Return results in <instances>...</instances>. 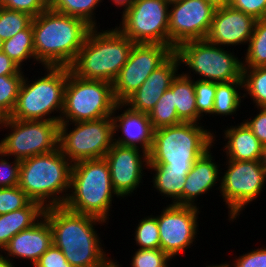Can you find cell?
<instances>
[{
  "label": "cell",
  "instance_id": "1",
  "mask_svg": "<svg viewBox=\"0 0 266 267\" xmlns=\"http://www.w3.org/2000/svg\"><path fill=\"white\" fill-rule=\"evenodd\" d=\"M44 216L52 230L53 245L73 267H108L96 224L106 223L95 216L74 212L64 205L45 208Z\"/></svg>",
  "mask_w": 266,
  "mask_h": 267
},
{
  "label": "cell",
  "instance_id": "2",
  "mask_svg": "<svg viewBox=\"0 0 266 267\" xmlns=\"http://www.w3.org/2000/svg\"><path fill=\"white\" fill-rule=\"evenodd\" d=\"M31 23L35 58L43 67H69L92 28L81 18L49 8Z\"/></svg>",
  "mask_w": 266,
  "mask_h": 267
},
{
  "label": "cell",
  "instance_id": "3",
  "mask_svg": "<svg viewBox=\"0 0 266 267\" xmlns=\"http://www.w3.org/2000/svg\"><path fill=\"white\" fill-rule=\"evenodd\" d=\"M100 31L98 27L89 30L69 69L81 79L113 83L128 61L135 43L117 27Z\"/></svg>",
  "mask_w": 266,
  "mask_h": 267
},
{
  "label": "cell",
  "instance_id": "4",
  "mask_svg": "<svg viewBox=\"0 0 266 267\" xmlns=\"http://www.w3.org/2000/svg\"><path fill=\"white\" fill-rule=\"evenodd\" d=\"M72 165L59 147L26 158L21 160L18 186L44 208L64 205L70 191Z\"/></svg>",
  "mask_w": 266,
  "mask_h": 267
},
{
  "label": "cell",
  "instance_id": "5",
  "mask_svg": "<svg viewBox=\"0 0 266 267\" xmlns=\"http://www.w3.org/2000/svg\"><path fill=\"white\" fill-rule=\"evenodd\" d=\"M215 134L198 123H181L153 131L148 165H166L171 171H190L195 161L215 144Z\"/></svg>",
  "mask_w": 266,
  "mask_h": 267
},
{
  "label": "cell",
  "instance_id": "6",
  "mask_svg": "<svg viewBox=\"0 0 266 267\" xmlns=\"http://www.w3.org/2000/svg\"><path fill=\"white\" fill-rule=\"evenodd\" d=\"M64 206L74 212L95 216L107 222L116 195L110 168L105 160L91 159L73 163L70 191Z\"/></svg>",
  "mask_w": 266,
  "mask_h": 267
},
{
  "label": "cell",
  "instance_id": "7",
  "mask_svg": "<svg viewBox=\"0 0 266 267\" xmlns=\"http://www.w3.org/2000/svg\"><path fill=\"white\" fill-rule=\"evenodd\" d=\"M46 75L28 81L24 75L17 102L10 118L60 123L64 107V91L68 79V67H44ZM26 77V78H25ZM30 83V84H29ZM59 115L51 116L52 112Z\"/></svg>",
  "mask_w": 266,
  "mask_h": 267
},
{
  "label": "cell",
  "instance_id": "8",
  "mask_svg": "<svg viewBox=\"0 0 266 267\" xmlns=\"http://www.w3.org/2000/svg\"><path fill=\"white\" fill-rule=\"evenodd\" d=\"M224 49L201 39L182 43L174 53L178 56L180 64L190 68V72L182 73L186 77H189L192 71L198 74V80L218 83L243 81L242 60L234 55V51Z\"/></svg>",
  "mask_w": 266,
  "mask_h": 267
},
{
  "label": "cell",
  "instance_id": "9",
  "mask_svg": "<svg viewBox=\"0 0 266 267\" xmlns=\"http://www.w3.org/2000/svg\"><path fill=\"white\" fill-rule=\"evenodd\" d=\"M117 102L112 83L76 77L68 67L60 123L97 120L112 116Z\"/></svg>",
  "mask_w": 266,
  "mask_h": 267
},
{
  "label": "cell",
  "instance_id": "10",
  "mask_svg": "<svg viewBox=\"0 0 266 267\" xmlns=\"http://www.w3.org/2000/svg\"><path fill=\"white\" fill-rule=\"evenodd\" d=\"M75 127L70 128L69 125ZM114 144L112 116L75 123H59L58 147L73 164L102 159Z\"/></svg>",
  "mask_w": 266,
  "mask_h": 267
},
{
  "label": "cell",
  "instance_id": "11",
  "mask_svg": "<svg viewBox=\"0 0 266 267\" xmlns=\"http://www.w3.org/2000/svg\"><path fill=\"white\" fill-rule=\"evenodd\" d=\"M9 127V128H8ZM9 129L0 141V151L7 157L24 160L58 148L59 122L4 119L2 129Z\"/></svg>",
  "mask_w": 266,
  "mask_h": 267
},
{
  "label": "cell",
  "instance_id": "12",
  "mask_svg": "<svg viewBox=\"0 0 266 267\" xmlns=\"http://www.w3.org/2000/svg\"><path fill=\"white\" fill-rule=\"evenodd\" d=\"M227 170L220 178L219 196L228 209L229 221L236 220L242 210L256 200L265 186L266 172L260 160H226ZM241 212V213H240Z\"/></svg>",
  "mask_w": 266,
  "mask_h": 267
},
{
  "label": "cell",
  "instance_id": "13",
  "mask_svg": "<svg viewBox=\"0 0 266 267\" xmlns=\"http://www.w3.org/2000/svg\"><path fill=\"white\" fill-rule=\"evenodd\" d=\"M169 6L165 0H136L117 28L134 43L169 46Z\"/></svg>",
  "mask_w": 266,
  "mask_h": 267
},
{
  "label": "cell",
  "instance_id": "14",
  "mask_svg": "<svg viewBox=\"0 0 266 267\" xmlns=\"http://www.w3.org/2000/svg\"><path fill=\"white\" fill-rule=\"evenodd\" d=\"M174 51L163 44L135 43L128 61L112 83L114 98L123 103Z\"/></svg>",
  "mask_w": 266,
  "mask_h": 267
},
{
  "label": "cell",
  "instance_id": "15",
  "mask_svg": "<svg viewBox=\"0 0 266 267\" xmlns=\"http://www.w3.org/2000/svg\"><path fill=\"white\" fill-rule=\"evenodd\" d=\"M199 206L169 204L164 207L157 222L160 236V249L171 259L182 251L191 248L198 232Z\"/></svg>",
  "mask_w": 266,
  "mask_h": 267
},
{
  "label": "cell",
  "instance_id": "16",
  "mask_svg": "<svg viewBox=\"0 0 266 267\" xmlns=\"http://www.w3.org/2000/svg\"><path fill=\"white\" fill-rule=\"evenodd\" d=\"M216 8L205 0H182L169 6V47L205 39Z\"/></svg>",
  "mask_w": 266,
  "mask_h": 267
},
{
  "label": "cell",
  "instance_id": "17",
  "mask_svg": "<svg viewBox=\"0 0 266 267\" xmlns=\"http://www.w3.org/2000/svg\"><path fill=\"white\" fill-rule=\"evenodd\" d=\"M140 149L114 143L104 157L110 168L113 189L120 198L134 194L142 183L143 170L148 167L149 158L148 153Z\"/></svg>",
  "mask_w": 266,
  "mask_h": 267
},
{
  "label": "cell",
  "instance_id": "18",
  "mask_svg": "<svg viewBox=\"0 0 266 267\" xmlns=\"http://www.w3.org/2000/svg\"><path fill=\"white\" fill-rule=\"evenodd\" d=\"M256 19L242 11L224 6L216 8L206 40L224 48L245 45L253 34ZM226 46V47H225Z\"/></svg>",
  "mask_w": 266,
  "mask_h": 267
},
{
  "label": "cell",
  "instance_id": "19",
  "mask_svg": "<svg viewBox=\"0 0 266 267\" xmlns=\"http://www.w3.org/2000/svg\"><path fill=\"white\" fill-rule=\"evenodd\" d=\"M180 65L178 56L173 53L123 104L130 110L149 114L177 77Z\"/></svg>",
  "mask_w": 266,
  "mask_h": 267
},
{
  "label": "cell",
  "instance_id": "20",
  "mask_svg": "<svg viewBox=\"0 0 266 267\" xmlns=\"http://www.w3.org/2000/svg\"><path fill=\"white\" fill-rule=\"evenodd\" d=\"M122 114L116 115L117 110ZM122 108V109H121ZM123 103H117L113 114L114 143L120 146L138 147L149 153L153 144V131L148 114L130 110ZM116 112V113H115ZM116 115V116H115ZM122 135L117 136V132ZM118 138H115V137Z\"/></svg>",
  "mask_w": 266,
  "mask_h": 267
},
{
  "label": "cell",
  "instance_id": "21",
  "mask_svg": "<svg viewBox=\"0 0 266 267\" xmlns=\"http://www.w3.org/2000/svg\"><path fill=\"white\" fill-rule=\"evenodd\" d=\"M53 244L52 230L49 222L43 216L32 227L20 231L3 248L7 259L19 258L30 260L32 265L38 261L40 256ZM11 257V258H10Z\"/></svg>",
  "mask_w": 266,
  "mask_h": 267
},
{
  "label": "cell",
  "instance_id": "22",
  "mask_svg": "<svg viewBox=\"0 0 266 267\" xmlns=\"http://www.w3.org/2000/svg\"><path fill=\"white\" fill-rule=\"evenodd\" d=\"M210 152L211 148L198 158L186 176L183 187V205L185 206L197 207L195 203L197 198L208 193L210 189L217 186L218 181L220 182L221 164H217Z\"/></svg>",
  "mask_w": 266,
  "mask_h": 267
},
{
  "label": "cell",
  "instance_id": "23",
  "mask_svg": "<svg viewBox=\"0 0 266 267\" xmlns=\"http://www.w3.org/2000/svg\"><path fill=\"white\" fill-rule=\"evenodd\" d=\"M224 131L223 137L227 140L223 151L228 160L253 161L260 160L263 144L253 134L243 121L237 126H230Z\"/></svg>",
  "mask_w": 266,
  "mask_h": 267
},
{
  "label": "cell",
  "instance_id": "24",
  "mask_svg": "<svg viewBox=\"0 0 266 267\" xmlns=\"http://www.w3.org/2000/svg\"><path fill=\"white\" fill-rule=\"evenodd\" d=\"M45 208L31 201L26 207L0 215V251L17 233L32 227L44 216Z\"/></svg>",
  "mask_w": 266,
  "mask_h": 267
},
{
  "label": "cell",
  "instance_id": "25",
  "mask_svg": "<svg viewBox=\"0 0 266 267\" xmlns=\"http://www.w3.org/2000/svg\"><path fill=\"white\" fill-rule=\"evenodd\" d=\"M192 75L186 77L183 74H178L170 86L177 115L183 123H198L196 95Z\"/></svg>",
  "mask_w": 266,
  "mask_h": 267
},
{
  "label": "cell",
  "instance_id": "26",
  "mask_svg": "<svg viewBox=\"0 0 266 267\" xmlns=\"http://www.w3.org/2000/svg\"><path fill=\"white\" fill-rule=\"evenodd\" d=\"M147 169L155 173L153 188L172 199V204L183 205V187L189 171H171L166 165H148Z\"/></svg>",
  "mask_w": 266,
  "mask_h": 267
},
{
  "label": "cell",
  "instance_id": "27",
  "mask_svg": "<svg viewBox=\"0 0 266 267\" xmlns=\"http://www.w3.org/2000/svg\"><path fill=\"white\" fill-rule=\"evenodd\" d=\"M240 88L243 89V81L217 82L212 116L225 115L226 117L239 111L237 109L241 107V101L244 98L239 91Z\"/></svg>",
  "mask_w": 266,
  "mask_h": 267
},
{
  "label": "cell",
  "instance_id": "28",
  "mask_svg": "<svg viewBox=\"0 0 266 267\" xmlns=\"http://www.w3.org/2000/svg\"><path fill=\"white\" fill-rule=\"evenodd\" d=\"M20 68L24 61L35 58L32 23L12 38L4 41L2 50Z\"/></svg>",
  "mask_w": 266,
  "mask_h": 267
},
{
  "label": "cell",
  "instance_id": "29",
  "mask_svg": "<svg viewBox=\"0 0 266 267\" xmlns=\"http://www.w3.org/2000/svg\"><path fill=\"white\" fill-rule=\"evenodd\" d=\"M102 0H49V9L60 14L83 19L92 28L96 24L95 12Z\"/></svg>",
  "mask_w": 266,
  "mask_h": 267
},
{
  "label": "cell",
  "instance_id": "30",
  "mask_svg": "<svg viewBox=\"0 0 266 267\" xmlns=\"http://www.w3.org/2000/svg\"><path fill=\"white\" fill-rule=\"evenodd\" d=\"M242 60L243 68L266 67V18L256 20Z\"/></svg>",
  "mask_w": 266,
  "mask_h": 267
},
{
  "label": "cell",
  "instance_id": "31",
  "mask_svg": "<svg viewBox=\"0 0 266 267\" xmlns=\"http://www.w3.org/2000/svg\"><path fill=\"white\" fill-rule=\"evenodd\" d=\"M243 97L247 94L255 106L266 107V67L243 68Z\"/></svg>",
  "mask_w": 266,
  "mask_h": 267
},
{
  "label": "cell",
  "instance_id": "32",
  "mask_svg": "<svg viewBox=\"0 0 266 267\" xmlns=\"http://www.w3.org/2000/svg\"><path fill=\"white\" fill-rule=\"evenodd\" d=\"M148 116L154 130L183 123L177 115L176 106H174L173 101V93L170 88L165 91Z\"/></svg>",
  "mask_w": 266,
  "mask_h": 267
},
{
  "label": "cell",
  "instance_id": "33",
  "mask_svg": "<svg viewBox=\"0 0 266 267\" xmlns=\"http://www.w3.org/2000/svg\"><path fill=\"white\" fill-rule=\"evenodd\" d=\"M24 74L0 76V113L9 117L17 102Z\"/></svg>",
  "mask_w": 266,
  "mask_h": 267
},
{
  "label": "cell",
  "instance_id": "34",
  "mask_svg": "<svg viewBox=\"0 0 266 267\" xmlns=\"http://www.w3.org/2000/svg\"><path fill=\"white\" fill-rule=\"evenodd\" d=\"M33 17L21 11L0 7V37L5 41L26 29Z\"/></svg>",
  "mask_w": 266,
  "mask_h": 267
},
{
  "label": "cell",
  "instance_id": "35",
  "mask_svg": "<svg viewBox=\"0 0 266 267\" xmlns=\"http://www.w3.org/2000/svg\"><path fill=\"white\" fill-rule=\"evenodd\" d=\"M134 240L139 249H159L160 236L157 216H147L140 219L135 229Z\"/></svg>",
  "mask_w": 266,
  "mask_h": 267
},
{
  "label": "cell",
  "instance_id": "36",
  "mask_svg": "<svg viewBox=\"0 0 266 267\" xmlns=\"http://www.w3.org/2000/svg\"><path fill=\"white\" fill-rule=\"evenodd\" d=\"M217 82L194 80V90L196 95V108L198 112V124L207 114L212 115L216 94ZM205 114V115H204Z\"/></svg>",
  "mask_w": 266,
  "mask_h": 267
},
{
  "label": "cell",
  "instance_id": "37",
  "mask_svg": "<svg viewBox=\"0 0 266 267\" xmlns=\"http://www.w3.org/2000/svg\"><path fill=\"white\" fill-rule=\"evenodd\" d=\"M31 201L19 186L0 188V215L22 209Z\"/></svg>",
  "mask_w": 266,
  "mask_h": 267
},
{
  "label": "cell",
  "instance_id": "38",
  "mask_svg": "<svg viewBox=\"0 0 266 267\" xmlns=\"http://www.w3.org/2000/svg\"><path fill=\"white\" fill-rule=\"evenodd\" d=\"M131 260V267H169L171 258L159 249H137Z\"/></svg>",
  "mask_w": 266,
  "mask_h": 267
},
{
  "label": "cell",
  "instance_id": "39",
  "mask_svg": "<svg viewBox=\"0 0 266 267\" xmlns=\"http://www.w3.org/2000/svg\"><path fill=\"white\" fill-rule=\"evenodd\" d=\"M0 7L21 11L33 18L49 8L48 0H0Z\"/></svg>",
  "mask_w": 266,
  "mask_h": 267
},
{
  "label": "cell",
  "instance_id": "40",
  "mask_svg": "<svg viewBox=\"0 0 266 267\" xmlns=\"http://www.w3.org/2000/svg\"><path fill=\"white\" fill-rule=\"evenodd\" d=\"M8 161L9 157L0 151V188L18 186L19 183L21 160Z\"/></svg>",
  "mask_w": 266,
  "mask_h": 267
},
{
  "label": "cell",
  "instance_id": "41",
  "mask_svg": "<svg viewBox=\"0 0 266 267\" xmlns=\"http://www.w3.org/2000/svg\"><path fill=\"white\" fill-rule=\"evenodd\" d=\"M229 6L256 20L266 18V0H230Z\"/></svg>",
  "mask_w": 266,
  "mask_h": 267
},
{
  "label": "cell",
  "instance_id": "42",
  "mask_svg": "<svg viewBox=\"0 0 266 267\" xmlns=\"http://www.w3.org/2000/svg\"><path fill=\"white\" fill-rule=\"evenodd\" d=\"M33 267H73L62 251L53 244L40 256Z\"/></svg>",
  "mask_w": 266,
  "mask_h": 267
},
{
  "label": "cell",
  "instance_id": "43",
  "mask_svg": "<svg viewBox=\"0 0 266 267\" xmlns=\"http://www.w3.org/2000/svg\"><path fill=\"white\" fill-rule=\"evenodd\" d=\"M234 267H266V247L252 249L232 262Z\"/></svg>",
  "mask_w": 266,
  "mask_h": 267
},
{
  "label": "cell",
  "instance_id": "44",
  "mask_svg": "<svg viewBox=\"0 0 266 267\" xmlns=\"http://www.w3.org/2000/svg\"><path fill=\"white\" fill-rule=\"evenodd\" d=\"M259 114L251 119L243 120L253 134L264 145L266 144V107H258Z\"/></svg>",
  "mask_w": 266,
  "mask_h": 267
},
{
  "label": "cell",
  "instance_id": "45",
  "mask_svg": "<svg viewBox=\"0 0 266 267\" xmlns=\"http://www.w3.org/2000/svg\"><path fill=\"white\" fill-rule=\"evenodd\" d=\"M15 74H24V72L3 51L0 52V76Z\"/></svg>",
  "mask_w": 266,
  "mask_h": 267
},
{
  "label": "cell",
  "instance_id": "46",
  "mask_svg": "<svg viewBox=\"0 0 266 267\" xmlns=\"http://www.w3.org/2000/svg\"><path fill=\"white\" fill-rule=\"evenodd\" d=\"M113 2L114 5H116V7L119 6L120 7H123V11L122 12H125L128 8H130L134 2L136 0H111Z\"/></svg>",
  "mask_w": 266,
  "mask_h": 267
},
{
  "label": "cell",
  "instance_id": "47",
  "mask_svg": "<svg viewBox=\"0 0 266 267\" xmlns=\"http://www.w3.org/2000/svg\"><path fill=\"white\" fill-rule=\"evenodd\" d=\"M209 4L213 5L215 8H221L224 6H228L230 3V0H205Z\"/></svg>",
  "mask_w": 266,
  "mask_h": 267
},
{
  "label": "cell",
  "instance_id": "48",
  "mask_svg": "<svg viewBox=\"0 0 266 267\" xmlns=\"http://www.w3.org/2000/svg\"><path fill=\"white\" fill-rule=\"evenodd\" d=\"M15 263L7 258L3 257V254H0V267H15Z\"/></svg>",
  "mask_w": 266,
  "mask_h": 267
},
{
  "label": "cell",
  "instance_id": "49",
  "mask_svg": "<svg viewBox=\"0 0 266 267\" xmlns=\"http://www.w3.org/2000/svg\"><path fill=\"white\" fill-rule=\"evenodd\" d=\"M260 163L266 172V144L263 145Z\"/></svg>",
  "mask_w": 266,
  "mask_h": 267
},
{
  "label": "cell",
  "instance_id": "50",
  "mask_svg": "<svg viewBox=\"0 0 266 267\" xmlns=\"http://www.w3.org/2000/svg\"><path fill=\"white\" fill-rule=\"evenodd\" d=\"M206 267H231V264L228 262H224V263H222V264H219V265H217V264H213V265H208V266H206ZM234 267V266H233Z\"/></svg>",
  "mask_w": 266,
  "mask_h": 267
},
{
  "label": "cell",
  "instance_id": "51",
  "mask_svg": "<svg viewBox=\"0 0 266 267\" xmlns=\"http://www.w3.org/2000/svg\"><path fill=\"white\" fill-rule=\"evenodd\" d=\"M119 262H114V260H112V258H110V267H121L120 264H117Z\"/></svg>",
  "mask_w": 266,
  "mask_h": 267
},
{
  "label": "cell",
  "instance_id": "52",
  "mask_svg": "<svg viewBox=\"0 0 266 267\" xmlns=\"http://www.w3.org/2000/svg\"><path fill=\"white\" fill-rule=\"evenodd\" d=\"M169 5L177 3V2H181L182 0H165Z\"/></svg>",
  "mask_w": 266,
  "mask_h": 267
},
{
  "label": "cell",
  "instance_id": "53",
  "mask_svg": "<svg viewBox=\"0 0 266 267\" xmlns=\"http://www.w3.org/2000/svg\"><path fill=\"white\" fill-rule=\"evenodd\" d=\"M4 119L5 117L0 113V129H2L1 127L3 125Z\"/></svg>",
  "mask_w": 266,
  "mask_h": 267
},
{
  "label": "cell",
  "instance_id": "54",
  "mask_svg": "<svg viewBox=\"0 0 266 267\" xmlns=\"http://www.w3.org/2000/svg\"><path fill=\"white\" fill-rule=\"evenodd\" d=\"M4 40L0 37V52L3 50Z\"/></svg>",
  "mask_w": 266,
  "mask_h": 267
}]
</instances>
